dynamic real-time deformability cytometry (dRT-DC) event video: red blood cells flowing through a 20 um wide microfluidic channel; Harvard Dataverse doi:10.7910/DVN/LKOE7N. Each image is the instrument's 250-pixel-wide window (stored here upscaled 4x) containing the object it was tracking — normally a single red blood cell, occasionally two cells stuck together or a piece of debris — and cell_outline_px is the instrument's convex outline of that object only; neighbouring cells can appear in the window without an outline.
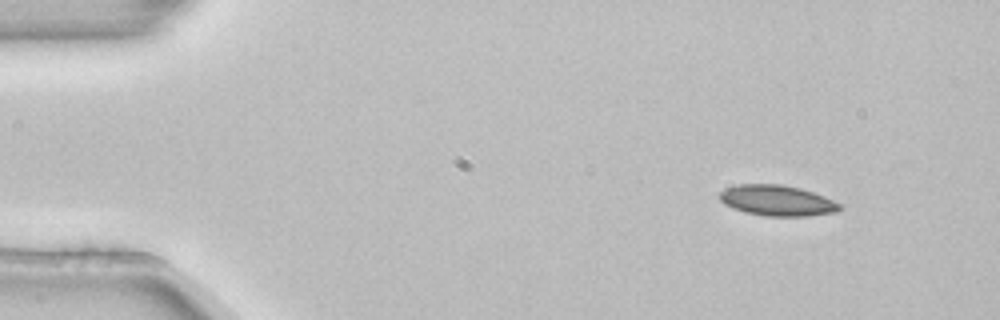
{"species": "common noctule bat (a hibernating species)", "species_latin": "Nyctalus noctula", "temperature_condition": "room temperature", "stored_images_in_passage": 4, "camera_frame_rate_fps": 3000, "um_per_image_px": 0.085, "animal": {"sex": "female", "body_mass_g": 22.7, "forearm_length_mm": 54.2}, "frame": {"image": 1, "passage_image": 1, "time_ms": 0.0, "image_size_px": [1000, 320], "cell_outline_px": [[840, 208], [836, 212], [808, 216], [764, 216], [744, 212], [732, 208], [724, 204], [720, 200], [720, 192], [724, 188], [740, 184], [784, 184], [800, 188], [824, 196], [840, 204]], "centroid_in_image_um": [66.02, 17.04], "position_along_channel_um": 19.0, "area_um2": 21.5}}
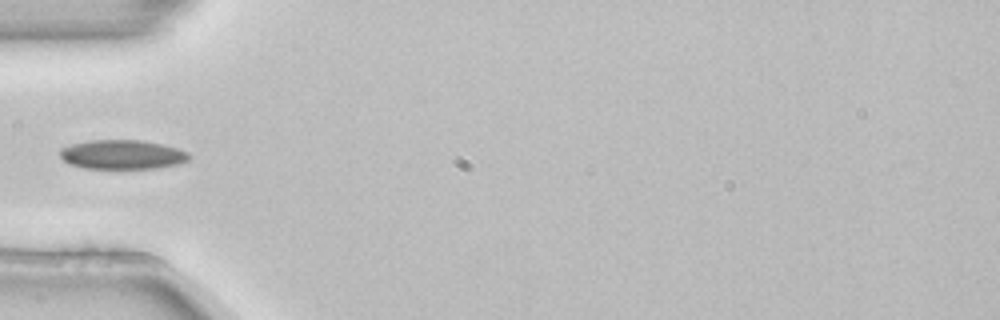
{"frame": {"image": 2, "passage_image": 4, "time_ms": 1.0, "image_size_px": [1000, 320], "cell_outline_px": [[192, 156], [188, 160], [180, 164], [160, 168], [84, 168], [68, 164], [60, 156], [60, 148], [72, 144], [88, 140], [140, 140], [164, 144], [188, 152]], "centroid_in_image_um": [10.42, 13.14], "position_along_channel_um": 74.6, "area_um2": 22.2}}